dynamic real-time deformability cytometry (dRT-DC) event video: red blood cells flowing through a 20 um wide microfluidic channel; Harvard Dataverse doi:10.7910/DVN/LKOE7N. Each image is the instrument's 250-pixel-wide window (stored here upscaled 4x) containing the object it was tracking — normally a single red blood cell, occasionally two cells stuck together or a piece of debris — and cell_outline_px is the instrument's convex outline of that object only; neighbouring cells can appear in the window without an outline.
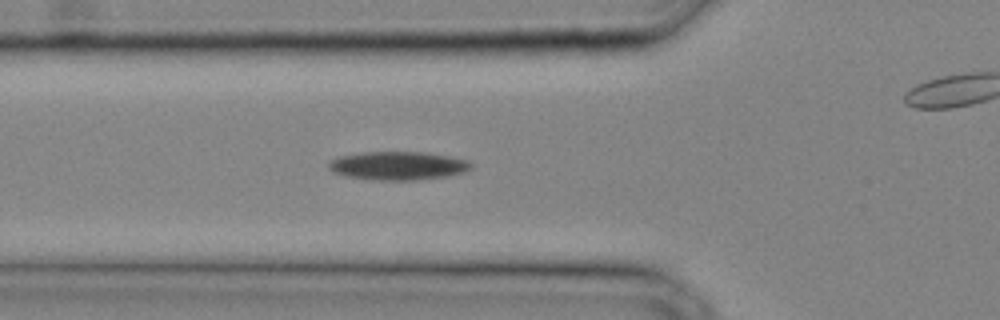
{"species": "common noctule bat (a hibernating species)", "species_latin": "Nyctalus noctula", "temperature_condition": "cold", "stored_images_in_passage": 25, "camera_frame_rate_fps": 3000, "um_per_image_px": 0.085, "animal": {"sex": "male", "body_mass_g": 20.4}, "frame": {"image": 1, "passage_image": 8, "time_ms": 2.333, "image_size_px": [1000, 320], "cell_outline_px": [[472, 168], [464, 172], [448, 176], [416, 180], [376, 180], [348, 176], [332, 172], [328, 168], [328, 160], [340, 156], [360, 152], [424, 152], [448, 156], [468, 160], [472, 164]], "centroid_in_image_um": [33.81, 14.08], "position_along_channel_um": 92.0, "area_um2": 23.7}}
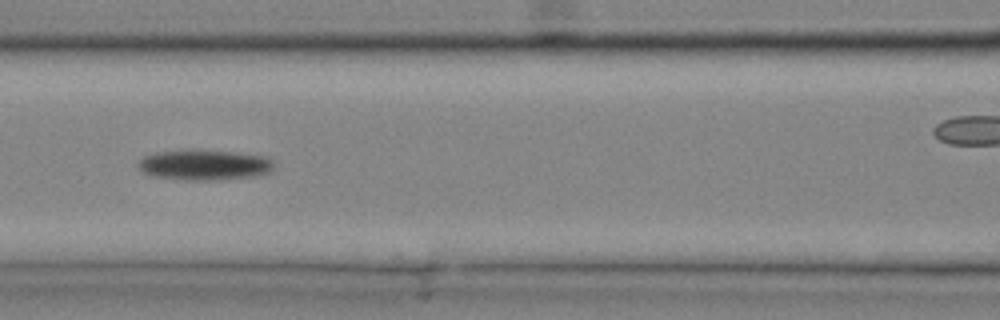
{"frame": {"image": 2, "passage_image": 11, "time_ms": 3.333, "image_size_px": [1000, 320], "cell_outline_px": [[276, 164], [272, 172], [256, 176], [220, 180], [184, 180], [156, 176], [144, 172], [140, 168], [140, 160], [144, 156], [156, 152], [192, 148], [236, 152], [268, 156]], "centroid_in_image_um": [17.47, 13.99], "position_along_channel_um": 149.1, "area_um2": 24.62}}